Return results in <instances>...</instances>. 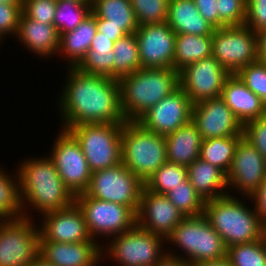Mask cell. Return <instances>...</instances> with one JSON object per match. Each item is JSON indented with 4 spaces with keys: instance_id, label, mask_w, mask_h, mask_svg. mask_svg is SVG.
<instances>
[{
    "instance_id": "6da1fadb",
    "label": "cell",
    "mask_w": 266,
    "mask_h": 266,
    "mask_svg": "<svg viewBox=\"0 0 266 266\" xmlns=\"http://www.w3.org/2000/svg\"><path fill=\"white\" fill-rule=\"evenodd\" d=\"M67 71L65 87L59 96L63 130L82 124H124L117 79L92 75L76 67Z\"/></svg>"
},
{
    "instance_id": "7a4b0ae2",
    "label": "cell",
    "mask_w": 266,
    "mask_h": 266,
    "mask_svg": "<svg viewBox=\"0 0 266 266\" xmlns=\"http://www.w3.org/2000/svg\"><path fill=\"white\" fill-rule=\"evenodd\" d=\"M18 168L23 216H28L25 212L29 204L42 215L75 202V196L65 186L50 156L29 158Z\"/></svg>"
},
{
    "instance_id": "3957f363",
    "label": "cell",
    "mask_w": 266,
    "mask_h": 266,
    "mask_svg": "<svg viewBox=\"0 0 266 266\" xmlns=\"http://www.w3.org/2000/svg\"><path fill=\"white\" fill-rule=\"evenodd\" d=\"M118 82L123 116L126 121H137L179 87V72L174 68H141Z\"/></svg>"
},
{
    "instance_id": "277c9868",
    "label": "cell",
    "mask_w": 266,
    "mask_h": 266,
    "mask_svg": "<svg viewBox=\"0 0 266 266\" xmlns=\"http://www.w3.org/2000/svg\"><path fill=\"white\" fill-rule=\"evenodd\" d=\"M232 194L205 201L204 215L226 248L263 238L266 229L259 216Z\"/></svg>"
},
{
    "instance_id": "5b68a950",
    "label": "cell",
    "mask_w": 266,
    "mask_h": 266,
    "mask_svg": "<svg viewBox=\"0 0 266 266\" xmlns=\"http://www.w3.org/2000/svg\"><path fill=\"white\" fill-rule=\"evenodd\" d=\"M121 163L144 184L167 161L165 136L126 121L121 134Z\"/></svg>"
},
{
    "instance_id": "8992f818",
    "label": "cell",
    "mask_w": 266,
    "mask_h": 266,
    "mask_svg": "<svg viewBox=\"0 0 266 266\" xmlns=\"http://www.w3.org/2000/svg\"><path fill=\"white\" fill-rule=\"evenodd\" d=\"M166 241L172 245L176 244L185 253L184 257L182 254L176 256L174 251L171 253L168 250L167 254L187 263L217 261L226 258L227 248L204 214L184 217Z\"/></svg>"
},
{
    "instance_id": "52a82bcc",
    "label": "cell",
    "mask_w": 266,
    "mask_h": 266,
    "mask_svg": "<svg viewBox=\"0 0 266 266\" xmlns=\"http://www.w3.org/2000/svg\"><path fill=\"white\" fill-rule=\"evenodd\" d=\"M124 124H82L67 131L80 144L91 172L121 163V134Z\"/></svg>"
},
{
    "instance_id": "ba28073f",
    "label": "cell",
    "mask_w": 266,
    "mask_h": 266,
    "mask_svg": "<svg viewBox=\"0 0 266 266\" xmlns=\"http://www.w3.org/2000/svg\"><path fill=\"white\" fill-rule=\"evenodd\" d=\"M112 239L102 249V254L114 258L120 266H153L167 252L162 250V242L166 239L160 235L140 228L137 224L130 230ZM105 252H104V251ZM107 250V251H106Z\"/></svg>"
},
{
    "instance_id": "9c48e42d",
    "label": "cell",
    "mask_w": 266,
    "mask_h": 266,
    "mask_svg": "<svg viewBox=\"0 0 266 266\" xmlns=\"http://www.w3.org/2000/svg\"><path fill=\"white\" fill-rule=\"evenodd\" d=\"M145 184L122 163L92 172L86 195L130 207L136 214Z\"/></svg>"
},
{
    "instance_id": "30bf717a",
    "label": "cell",
    "mask_w": 266,
    "mask_h": 266,
    "mask_svg": "<svg viewBox=\"0 0 266 266\" xmlns=\"http://www.w3.org/2000/svg\"><path fill=\"white\" fill-rule=\"evenodd\" d=\"M212 46V56L231 75L258 61L256 34L246 24L215 28Z\"/></svg>"
},
{
    "instance_id": "8fae6325",
    "label": "cell",
    "mask_w": 266,
    "mask_h": 266,
    "mask_svg": "<svg viewBox=\"0 0 266 266\" xmlns=\"http://www.w3.org/2000/svg\"><path fill=\"white\" fill-rule=\"evenodd\" d=\"M28 217L0 220V266H28L39 255V227Z\"/></svg>"
},
{
    "instance_id": "7c38bea8",
    "label": "cell",
    "mask_w": 266,
    "mask_h": 266,
    "mask_svg": "<svg viewBox=\"0 0 266 266\" xmlns=\"http://www.w3.org/2000/svg\"><path fill=\"white\" fill-rule=\"evenodd\" d=\"M75 202L84 213L88 232L93 240H96V235L111 239V236L120 235L137 224V214L130 207L95 199L85 193L76 195Z\"/></svg>"
},
{
    "instance_id": "4fadbf2b",
    "label": "cell",
    "mask_w": 266,
    "mask_h": 266,
    "mask_svg": "<svg viewBox=\"0 0 266 266\" xmlns=\"http://www.w3.org/2000/svg\"><path fill=\"white\" fill-rule=\"evenodd\" d=\"M56 139L50 157L59 176L74 196L84 193L88 189L92 172L80 144L63 129Z\"/></svg>"
},
{
    "instance_id": "5bb4252c",
    "label": "cell",
    "mask_w": 266,
    "mask_h": 266,
    "mask_svg": "<svg viewBox=\"0 0 266 266\" xmlns=\"http://www.w3.org/2000/svg\"><path fill=\"white\" fill-rule=\"evenodd\" d=\"M230 75L213 56H209L181 69L179 86L194 105L210 98L220 97L224 83Z\"/></svg>"
},
{
    "instance_id": "9a60e30c",
    "label": "cell",
    "mask_w": 266,
    "mask_h": 266,
    "mask_svg": "<svg viewBox=\"0 0 266 266\" xmlns=\"http://www.w3.org/2000/svg\"><path fill=\"white\" fill-rule=\"evenodd\" d=\"M192 106L189 97L179 86L147 110L136 122L148 131L166 136L191 121Z\"/></svg>"
},
{
    "instance_id": "2e32d148",
    "label": "cell",
    "mask_w": 266,
    "mask_h": 266,
    "mask_svg": "<svg viewBox=\"0 0 266 266\" xmlns=\"http://www.w3.org/2000/svg\"><path fill=\"white\" fill-rule=\"evenodd\" d=\"M141 68H173L176 33L165 22L138 26Z\"/></svg>"
},
{
    "instance_id": "e0dca14e",
    "label": "cell",
    "mask_w": 266,
    "mask_h": 266,
    "mask_svg": "<svg viewBox=\"0 0 266 266\" xmlns=\"http://www.w3.org/2000/svg\"><path fill=\"white\" fill-rule=\"evenodd\" d=\"M191 120L202 139L243 136V125L221 96L194 104Z\"/></svg>"
},
{
    "instance_id": "ac0fdd59",
    "label": "cell",
    "mask_w": 266,
    "mask_h": 266,
    "mask_svg": "<svg viewBox=\"0 0 266 266\" xmlns=\"http://www.w3.org/2000/svg\"><path fill=\"white\" fill-rule=\"evenodd\" d=\"M266 179V160L260 155L257 149L244 137L236 146L233 163L227 174V184L230 188L234 187L244 194L250 196Z\"/></svg>"
},
{
    "instance_id": "d6986e66",
    "label": "cell",
    "mask_w": 266,
    "mask_h": 266,
    "mask_svg": "<svg viewBox=\"0 0 266 266\" xmlns=\"http://www.w3.org/2000/svg\"><path fill=\"white\" fill-rule=\"evenodd\" d=\"M42 215L43 225L39 226V241L59 243L98 241L90 236L84 213L76 202L64 209Z\"/></svg>"
},
{
    "instance_id": "ffe728a7",
    "label": "cell",
    "mask_w": 266,
    "mask_h": 266,
    "mask_svg": "<svg viewBox=\"0 0 266 266\" xmlns=\"http://www.w3.org/2000/svg\"><path fill=\"white\" fill-rule=\"evenodd\" d=\"M184 217L167 195L143 188L137 212V225L140 228L167 239Z\"/></svg>"
},
{
    "instance_id": "44dd1931",
    "label": "cell",
    "mask_w": 266,
    "mask_h": 266,
    "mask_svg": "<svg viewBox=\"0 0 266 266\" xmlns=\"http://www.w3.org/2000/svg\"><path fill=\"white\" fill-rule=\"evenodd\" d=\"M100 246V247H99ZM102 245L97 241L59 243L39 241V254L54 266H98Z\"/></svg>"
},
{
    "instance_id": "7402d4cb",
    "label": "cell",
    "mask_w": 266,
    "mask_h": 266,
    "mask_svg": "<svg viewBox=\"0 0 266 266\" xmlns=\"http://www.w3.org/2000/svg\"><path fill=\"white\" fill-rule=\"evenodd\" d=\"M221 97L242 125L266 114L261 99L236 74L226 79Z\"/></svg>"
},
{
    "instance_id": "603a6c76",
    "label": "cell",
    "mask_w": 266,
    "mask_h": 266,
    "mask_svg": "<svg viewBox=\"0 0 266 266\" xmlns=\"http://www.w3.org/2000/svg\"><path fill=\"white\" fill-rule=\"evenodd\" d=\"M16 37L39 57L58 53L60 35L54 24H43L21 13Z\"/></svg>"
},
{
    "instance_id": "cb8c5ba5",
    "label": "cell",
    "mask_w": 266,
    "mask_h": 266,
    "mask_svg": "<svg viewBox=\"0 0 266 266\" xmlns=\"http://www.w3.org/2000/svg\"><path fill=\"white\" fill-rule=\"evenodd\" d=\"M166 23L176 34L212 36L215 30L200 15L194 0H169Z\"/></svg>"
},
{
    "instance_id": "d4e9b609",
    "label": "cell",
    "mask_w": 266,
    "mask_h": 266,
    "mask_svg": "<svg viewBox=\"0 0 266 266\" xmlns=\"http://www.w3.org/2000/svg\"><path fill=\"white\" fill-rule=\"evenodd\" d=\"M202 137L192 120L165 136L167 161L188 167L199 158Z\"/></svg>"
},
{
    "instance_id": "484cf974",
    "label": "cell",
    "mask_w": 266,
    "mask_h": 266,
    "mask_svg": "<svg viewBox=\"0 0 266 266\" xmlns=\"http://www.w3.org/2000/svg\"><path fill=\"white\" fill-rule=\"evenodd\" d=\"M187 175L191 185L204 201L230 194L226 190L229 189L227 175L220 168L200 158L187 167Z\"/></svg>"
},
{
    "instance_id": "4316f807",
    "label": "cell",
    "mask_w": 266,
    "mask_h": 266,
    "mask_svg": "<svg viewBox=\"0 0 266 266\" xmlns=\"http://www.w3.org/2000/svg\"><path fill=\"white\" fill-rule=\"evenodd\" d=\"M96 32V17L90 13L74 30L60 34L58 54L68 59L69 67H76L86 56Z\"/></svg>"
},
{
    "instance_id": "83f0119b",
    "label": "cell",
    "mask_w": 266,
    "mask_h": 266,
    "mask_svg": "<svg viewBox=\"0 0 266 266\" xmlns=\"http://www.w3.org/2000/svg\"><path fill=\"white\" fill-rule=\"evenodd\" d=\"M91 13L97 25L118 26L127 34L135 33L139 26L130 0H91Z\"/></svg>"
},
{
    "instance_id": "f1b7e54d",
    "label": "cell",
    "mask_w": 266,
    "mask_h": 266,
    "mask_svg": "<svg viewBox=\"0 0 266 266\" xmlns=\"http://www.w3.org/2000/svg\"><path fill=\"white\" fill-rule=\"evenodd\" d=\"M212 36L176 34L173 68L180 71L189 64L212 56Z\"/></svg>"
},
{
    "instance_id": "f546056e",
    "label": "cell",
    "mask_w": 266,
    "mask_h": 266,
    "mask_svg": "<svg viewBox=\"0 0 266 266\" xmlns=\"http://www.w3.org/2000/svg\"><path fill=\"white\" fill-rule=\"evenodd\" d=\"M242 137L202 139L199 158L220 168L227 175L233 163L237 143Z\"/></svg>"
},
{
    "instance_id": "4dcf8cb0",
    "label": "cell",
    "mask_w": 266,
    "mask_h": 266,
    "mask_svg": "<svg viewBox=\"0 0 266 266\" xmlns=\"http://www.w3.org/2000/svg\"><path fill=\"white\" fill-rule=\"evenodd\" d=\"M113 79H121L141 69L139 49L135 33L127 34L114 42Z\"/></svg>"
},
{
    "instance_id": "1f68e13d",
    "label": "cell",
    "mask_w": 266,
    "mask_h": 266,
    "mask_svg": "<svg viewBox=\"0 0 266 266\" xmlns=\"http://www.w3.org/2000/svg\"><path fill=\"white\" fill-rule=\"evenodd\" d=\"M12 177L0 168V220L23 216L18 171Z\"/></svg>"
},
{
    "instance_id": "d6a6232c",
    "label": "cell",
    "mask_w": 266,
    "mask_h": 266,
    "mask_svg": "<svg viewBox=\"0 0 266 266\" xmlns=\"http://www.w3.org/2000/svg\"><path fill=\"white\" fill-rule=\"evenodd\" d=\"M91 13V3L58 0L54 26L59 35L74 30Z\"/></svg>"
},
{
    "instance_id": "836d02e7",
    "label": "cell",
    "mask_w": 266,
    "mask_h": 266,
    "mask_svg": "<svg viewBox=\"0 0 266 266\" xmlns=\"http://www.w3.org/2000/svg\"><path fill=\"white\" fill-rule=\"evenodd\" d=\"M187 167L166 161L145 183V188L158 194H167L186 179Z\"/></svg>"
},
{
    "instance_id": "e575fe53",
    "label": "cell",
    "mask_w": 266,
    "mask_h": 266,
    "mask_svg": "<svg viewBox=\"0 0 266 266\" xmlns=\"http://www.w3.org/2000/svg\"><path fill=\"white\" fill-rule=\"evenodd\" d=\"M226 258L232 266H266V235L253 242L228 247Z\"/></svg>"
},
{
    "instance_id": "d590c367",
    "label": "cell",
    "mask_w": 266,
    "mask_h": 266,
    "mask_svg": "<svg viewBox=\"0 0 266 266\" xmlns=\"http://www.w3.org/2000/svg\"><path fill=\"white\" fill-rule=\"evenodd\" d=\"M170 202L183 214V216H197L204 213L205 201L196 192L188 178L167 194Z\"/></svg>"
},
{
    "instance_id": "8d00e7d4",
    "label": "cell",
    "mask_w": 266,
    "mask_h": 266,
    "mask_svg": "<svg viewBox=\"0 0 266 266\" xmlns=\"http://www.w3.org/2000/svg\"><path fill=\"white\" fill-rule=\"evenodd\" d=\"M130 2L139 26L167 21L169 0H130Z\"/></svg>"
},
{
    "instance_id": "74e56055",
    "label": "cell",
    "mask_w": 266,
    "mask_h": 266,
    "mask_svg": "<svg viewBox=\"0 0 266 266\" xmlns=\"http://www.w3.org/2000/svg\"><path fill=\"white\" fill-rule=\"evenodd\" d=\"M237 77L247 86L262 102L266 110V62L256 61L241 68Z\"/></svg>"
},
{
    "instance_id": "f35d334b",
    "label": "cell",
    "mask_w": 266,
    "mask_h": 266,
    "mask_svg": "<svg viewBox=\"0 0 266 266\" xmlns=\"http://www.w3.org/2000/svg\"><path fill=\"white\" fill-rule=\"evenodd\" d=\"M114 57L113 50L106 53L89 49L76 68L83 73L113 78Z\"/></svg>"
},
{
    "instance_id": "ab89813d",
    "label": "cell",
    "mask_w": 266,
    "mask_h": 266,
    "mask_svg": "<svg viewBox=\"0 0 266 266\" xmlns=\"http://www.w3.org/2000/svg\"><path fill=\"white\" fill-rule=\"evenodd\" d=\"M217 3L219 28L245 24L247 0H217Z\"/></svg>"
},
{
    "instance_id": "60d3db41",
    "label": "cell",
    "mask_w": 266,
    "mask_h": 266,
    "mask_svg": "<svg viewBox=\"0 0 266 266\" xmlns=\"http://www.w3.org/2000/svg\"><path fill=\"white\" fill-rule=\"evenodd\" d=\"M57 0H23L22 13L37 22L54 24Z\"/></svg>"
},
{
    "instance_id": "b9f144b4",
    "label": "cell",
    "mask_w": 266,
    "mask_h": 266,
    "mask_svg": "<svg viewBox=\"0 0 266 266\" xmlns=\"http://www.w3.org/2000/svg\"><path fill=\"white\" fill-rule=\"evenodd\" d=\"M243 137L266 160V114L243 125Z\"/></svg>"
},
{
    "instance_id": "7bdbcfd3",
    "label": "cell",
    "mask_w": 266,
    "mask_h": 266,
    "mask_svg": "<svg viewBox=\"0 0 266 266\" xmlns=\"http://www.w3.org/2000/svg\"><path fill=\"white\" fill-rule=\"evenodd\" d=\"M22 13V5H8L0 3V40L6 34L15 35L18 31L19 19Z\"/></svg>"
},
{
    "instance_id": "ee69618b",
    "label": "cell",
    "mask_w": 266,
    "mask_h": 266,
    "mask_svg": "<svg viewBox=\"0 0 266 266\" xmlns=\"http://www.w3.org/2000/svg\"><path fill=\"white\" fill-rule=\"evenodd\" d=\"M245 24L254 32L266 28V0H247Z\"/></svg>"
},
{
    "instance_id": "f6af8a7d",
    "label": "cell",
    "mask_w": 266,
    "mask_h": 266,
    "mask_svg": "<svg viewBox=\"0 0 266 266\" xmlns=\"http://www.w3.org/2000/svg\"><path fill=\"white\" fill-rule=\"evenodd\" d=\"M200 15L215 28H219L217 0H194Z\"/></svg>"
},
{
    "instance_id": "bcb514c9",
    "label": "cell",
    "mask_w": 266,
    "mask_h": 266,
    "mask_svg": "<svg viewBox=\"0 0 266 266\" xmlns=\"http://www.w3.org/2000/svg\"><path fill=\"white\" fill-rule=\"evenodd\" d=\"M262 226L266 229V179L250 196Z\"/></svg>"
},
{
    "instance_id": "7dc6e473",
    "label": "cell",
    "mask_w": 266,
    "mask_h": 266,
    "mask_svg": "<svg viewBox=\"0 0 266 266\" xmlns=\"http://www.w3.org/2000/svg\"><path fill=\"white\" fill-rule=\"evenodd\" d=\"M114 48V42L109 39V37H106L102 35L100 32H96L94 38L92 39L90 50H93L94 52H110Z\"/></svg>"
},
{
    "instance_id": "c3c4849f",
    "label": "cell",
    "mask_w": 266,
    "mask_h": 266,
    "mask_svg": "<svg viewBox=\"0 0 266 266\" xmlns=\"http://www.w3.org/2000/svg\"><path fill=\"white\" fill-rule=\"evenodd\" d=\"M97 31L102 33V35L109 37L113 42H116L118 39L127 35L125 31L114 25H97Z\"/></svg>"
},
{
    "instance_id": "681fc988",
    "label": "cell",
    "mask_w": 266,
    "mask_h": 266,
    "mask_svg": "<svg viewBox=\"0 0 266 266\" xmlns=\"http://www.w3.org/2000/svg\"><path fill=\"white\" fill-rule=\"evenodd\" d=\"M258 61L266 62V28L255 32Z\"/></svg>"
},
{
    "instance_id": "f907efd6",
    "label": "cell",
    "mask_w": 266,
    "mask_h": 266,
    "mask_svg": "<svg viewBox=\"0 0 266 266\" xmlns=\"http://www.w3.org/2000/svg\"><path fill=\"white\" fill-rule=\"evenodd\" d=\"M153 266H188V263L182 259L172 257L166 254L160 261Z\"/></svg>"
},
{
    "instance_id": "816d5d0a",
    "label": "cell",
    "mask_w": 266,
    "mask_h": 266,
    "mask_svg": "<svg viewBox=\"0 0 266 266\" xmlns=\"http://www.w3.org/2000/svg\"><path fill=\"white\" fill-rule=\"evenodd\" d=\"M188 266H232L227 258L217 260V261H207L199 263H188Z\"/></svg>"
},
{
    "instance_id": "f5cc1de1",
    "label": "cell",
    "mask_w": 266,
    "mask_h": 266,
    "mask_svg": "<svg viewBox=\"0 0 266 266\" xmlns=\"http://www.w3.org/2000/svg\"><path fill=\"white\" fill-rule=\"evenodd\" d=\"M28 266H54L49 263L42 255H38Z\"/></svg>"
},
{
    "instance_id": "db71d44e",
    "label": "cell",
    "mask_w": 266,
    "mask_h": 266,
    "mask_svg": "<svg viewBox=\"0 0 266 266\" xmlns=\"http://www.w3.org/2000/svg\"><path fill=\"white\" fill-rule=\"evenodd\" d=\"M0 3L8 5H22L23 0H0Z\"/></svg>"
},
{
    "instance_id": "11a10c76",
    "label": "cell",
    "mask_w": 266,
    "mask_h": 266,
    "mask_svg": "<svg viewBox=\"0 0 266 266\" xmlns=\"http://www.w3.org/2000/svg\"><path fill=\"white\" fill-rule=\"evenodd\" d=\"M69 1H75V2H80V3H91V0H69Z\"/></svg>"
}]
</instances>
